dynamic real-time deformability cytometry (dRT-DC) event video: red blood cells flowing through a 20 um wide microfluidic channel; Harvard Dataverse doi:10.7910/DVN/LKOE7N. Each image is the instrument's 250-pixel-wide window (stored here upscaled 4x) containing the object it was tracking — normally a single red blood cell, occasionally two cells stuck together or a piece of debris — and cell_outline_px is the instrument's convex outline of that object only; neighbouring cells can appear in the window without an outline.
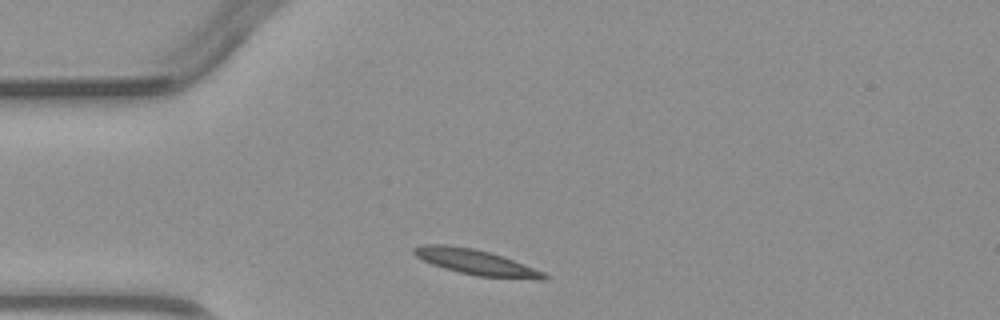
{"species": "common noctule bat (a hibernating species)", "species_latin": "Nyctalus noctula", "temperature_condition": "warm", "stored_images_in_passage": 1, "camera_frame_rate_fps": 3000, "um_per_image_px": 0.085, "animal": {"sex": "male", "body_mass_g": 23.1, "forearm_length_mm": 52.7}, "frame": {"image": 1, "passage_image": 1, "time_ms": 0.0, "image_size_px": [1000, 320], "cell_outline_px": [[552, 276], [548, 280], [540, 280], [476, 276], [444, 268], [432, 264], [416, 256], [412, 252], [412, 248], [420, 244], [448, 244], [472, 248], [488, 252], [524, 264], [544, 272]], "centroid_in_image_um": [40.48, 22.29], "position_along_channel_um": 44.5, "area_um2": 19.31}}